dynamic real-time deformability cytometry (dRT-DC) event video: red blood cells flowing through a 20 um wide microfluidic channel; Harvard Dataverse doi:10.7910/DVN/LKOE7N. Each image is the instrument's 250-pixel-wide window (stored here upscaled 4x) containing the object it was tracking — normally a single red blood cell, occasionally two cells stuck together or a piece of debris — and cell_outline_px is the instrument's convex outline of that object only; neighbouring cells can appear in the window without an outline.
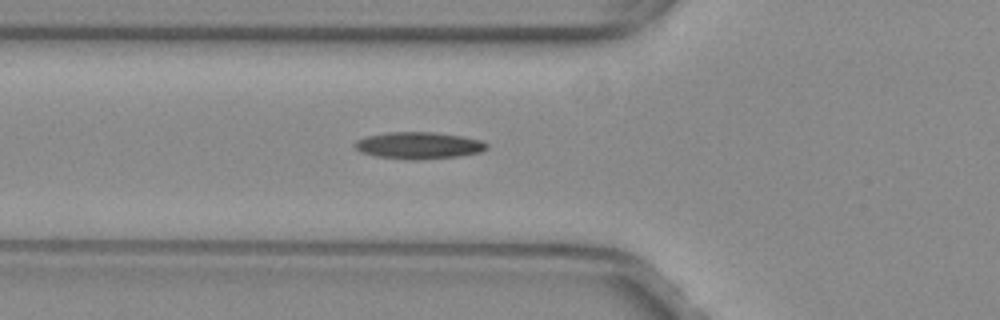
{"species": "common noctule bat (a hibernating species)", "species_latin": "Nyctalus noctula", "temperature_condition": "warm", "stored_images_in_passage": 5, "camera_frame_rate_fps": 3000, "um_per_image_px": 0.085, "animal": {"sex": "female", "body_mass_g": 29.2, "forearm_length_mm": 56.3}, "frame": {"image": 1, "passage_image": 2, "time_ms": 0.333, "image_size_px": [1000, 320], "cell_outline_px": [[488, 148], [480, 152], [460, 156], [420, 160], [408, 160], [372, 156], [360, 152], [352, 144], [356, 140], [368, 136], [388, 132], [432, 132], [460, 136], [480, 140], [488, 144]], "centroid_in_image_um": [35.55, 12.38], "position_along_channel_um": 90.2, "area_um2": 20.81}}